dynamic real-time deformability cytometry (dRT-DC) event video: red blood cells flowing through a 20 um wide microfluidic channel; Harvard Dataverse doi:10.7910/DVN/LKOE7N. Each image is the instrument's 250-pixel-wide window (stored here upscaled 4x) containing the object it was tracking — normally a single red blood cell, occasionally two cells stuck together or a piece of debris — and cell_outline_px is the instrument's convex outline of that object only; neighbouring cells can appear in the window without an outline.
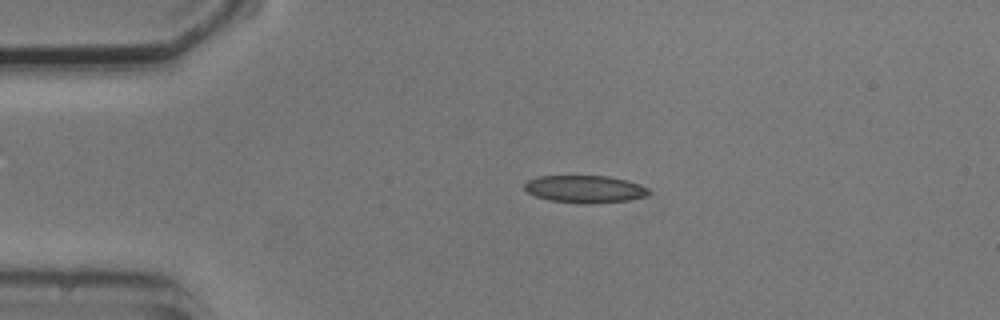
{"species": "common noctule bat (a hibernating species)", "species_latin": "Nyctalus noctula", "temperature_condition": "cold", "stored_images_in_passage": 4, "camera_frame_rate_fps": 3000, "um_per_image_px": 0.085, "animal": {"sex": "male", "body_mass_g": 20.5, "forearm_length_mm": 52.5}, "frame": {"image": 1, "passage_image": 3, "time_ms": 2.667, "image_size_px": [1000, 320], "cell_outline_px": [[652, 192], [648, 196], [628, 200], [548, 200], [536, 196], [528, 192], [524, 188], [524, 184], [528, 180], [536, 176], [608, 176], [640, 184], [648, 188]], "centroid_in_image_um": [49.71, 16.01], "position_along_channel_um": 35.3, "area_um2": 18.73}}